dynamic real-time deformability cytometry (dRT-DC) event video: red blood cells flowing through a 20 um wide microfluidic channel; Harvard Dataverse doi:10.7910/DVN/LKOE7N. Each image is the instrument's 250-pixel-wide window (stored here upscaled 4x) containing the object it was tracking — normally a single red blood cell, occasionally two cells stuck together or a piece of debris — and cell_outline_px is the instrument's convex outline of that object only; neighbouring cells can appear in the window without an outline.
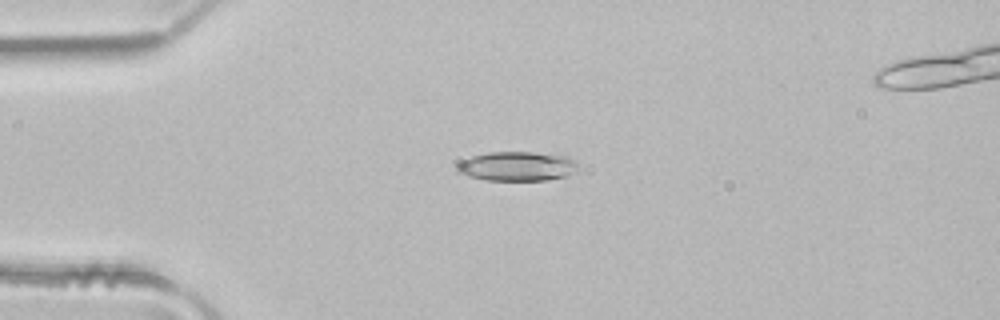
{"species": "common noctule bat (a hibernating species)", "species_latin": "Nyctalus noctula", "temperature_condition": "room temperature", "stored_images_in_passage": 2, "camera_frame_rate_fps": 3000, "um_per_image_px": 0.085, "animal": {"sex": "male", "body_mass_g": 21.5, "forearm_length_mm": 52.0}, "frame": {"image": 1, "passage_image": 1, "time_ms": 0.0, "image_size_px": [1000, 320], "cell_outline_px": [[580, 168], [568, 176], [548, 180], [484, 180], [468, 176], [456, 172], [452, 168], [456, 164], [468, 156], [488, 152], [532, 152], [568, 156], [576, 160]], "centroid_in_image_um": [43.92, 14.13], "position_along_channel_um": 41.1, "area_um2": 21.27}}